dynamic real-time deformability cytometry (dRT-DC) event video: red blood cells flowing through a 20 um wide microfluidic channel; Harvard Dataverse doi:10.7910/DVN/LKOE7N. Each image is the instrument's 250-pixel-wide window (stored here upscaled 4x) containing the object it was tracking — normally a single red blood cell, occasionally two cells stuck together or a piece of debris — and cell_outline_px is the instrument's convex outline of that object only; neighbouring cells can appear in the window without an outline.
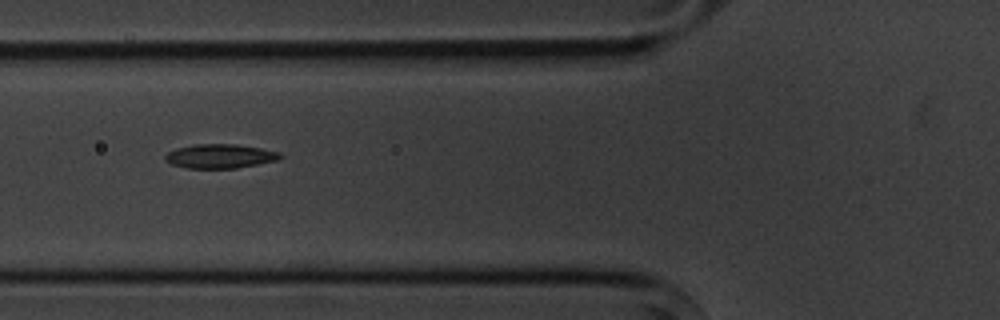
{"species": "common noctule bat (a hibernating species)", "species_latin": "Nyctalus noctula", "temperature_condition": "cold", "stored_images_in_passage": 7, "camera_frame_rate_fps": 3000, "um_per_image_px": 0.085, "animal": {"sex": "male", "body_mass_g": 20.1, "forearm_length_mm": 53.5}, "frame": {"image": 1, "passage_image": 6, "time_ms": 5.667, "image_size_px": [1000, 320], "cell_outline_px": [[284, 156], [280, 160], [236, 168], [184, 168], [172, 164], [164, 160], [164, 156], [168, 152], [176, 148], [196, 144], [236, 144], [260, 148], [280, 152]], "centroid_in_image_um": [18.72, 13.27], "position_along_channel_um": 107.1, "area_um2": 16.3}}
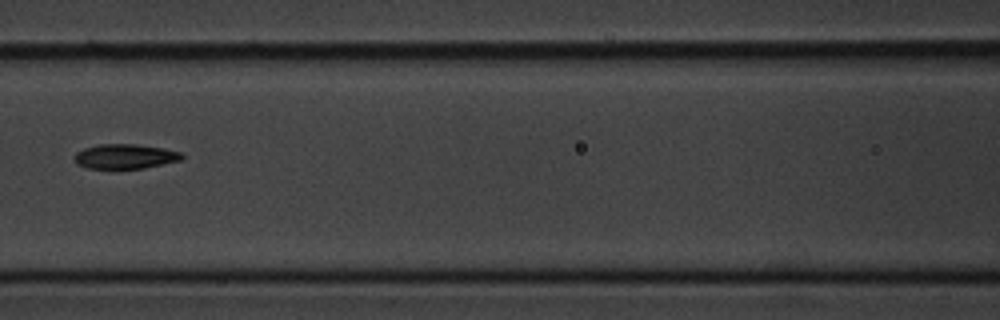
{"frame": {"image": 2, "passage_image": 7, "time_ms": 7.0, "image_size_px": [1000, 320], "cell_outline_px": [[184, 156], [180, 160], [144, 168], [88, 168], [76, 164], [76, 152], [84, 148], [96, 144], [136, 144], [164, 148], [180, 152]], "centroid_in_image_um": [10.63, 13.28], "position_along_channel_um": 156.0, "area_um2": 15.32}}